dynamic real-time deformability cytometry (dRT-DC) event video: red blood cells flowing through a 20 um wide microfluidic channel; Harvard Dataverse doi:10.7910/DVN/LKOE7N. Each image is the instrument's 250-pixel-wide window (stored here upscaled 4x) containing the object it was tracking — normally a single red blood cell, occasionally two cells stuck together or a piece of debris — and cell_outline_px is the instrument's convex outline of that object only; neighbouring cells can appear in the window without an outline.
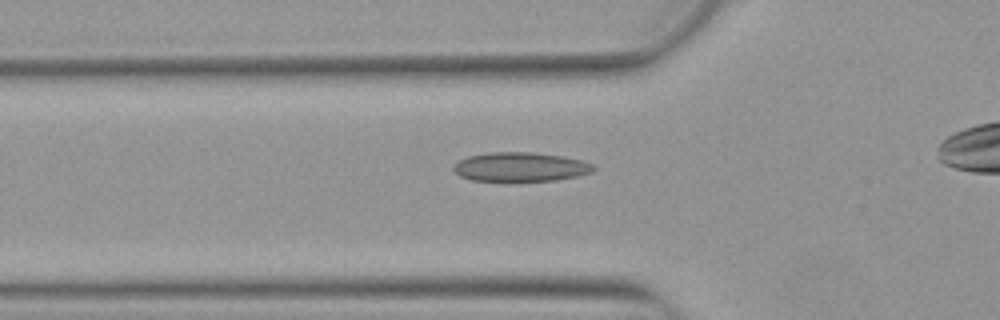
{"species": "Egyptian fruit bat (a non-hibernating species)", "species_latin": "Rousettus aegyptiacus", "temperature_condition": "warm", "stored_images_in_passage": 39, "camera_frame_rate_fps": 3000, "um_per_image_px": 0.085, "animal": {"sex": "female"}, "frame": {"image": 1, "passage_image": 11, "time_ms": 3.333, "image_size_px": [1000, 320], "cell_outline_px": [[596, 168], [592, 172], [576, 176], [556, 180], [472, 180], [460, 176], [452, 168], [460, 160], [468, 156], [488, 152], [532, 152], [564, 156], [580, 160], [592, 164]], "centroid_in_image_um": [44.25, 14.17], "position_along_channel_um": 81.6, "area_um2": 23.47}}
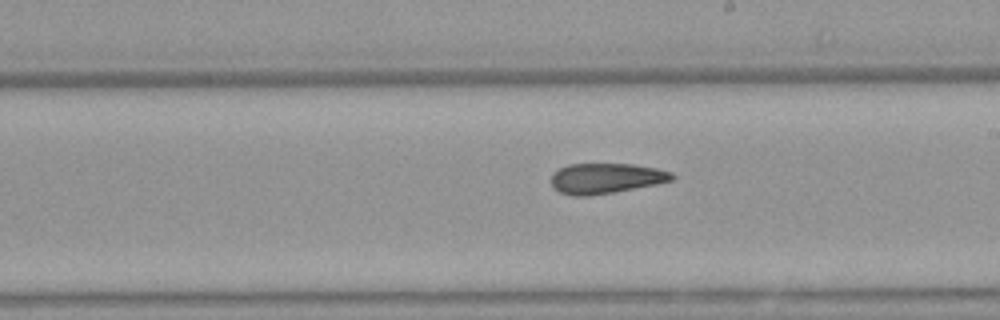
{"frame": {"image": 2, "passage_image": 23, "time_ms": 7.333, "image_size_px": [1000, 320], "cell_outline_px": [[676, 176], [672, 180], [656, 184], [616, 192], [588, 196], [572, 196], [560, 192], [552, 188], [552, 172], [568, 164], [632, 164], [656, 168], [672, 172]], "centroid_in_image_um": [51.49, 15.16], "position_along_channel_um": 237.5, "area_um2": 21.5}}
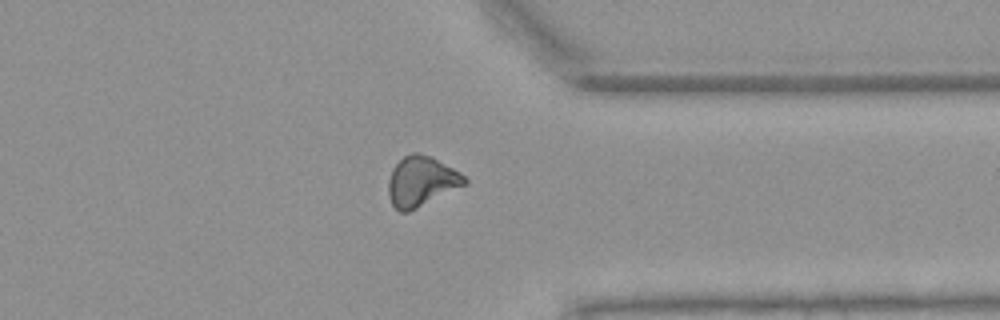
{"frame": {"image": 3, "passage_image": 34, "time_ms": 11.0, "image_size_px": [1000, 320], "cell_outline_px": [[468, 184], [408, 212], [400, 212], [392, 204], [388, 196], [388, 180], [392, 168], [404, 156], [412, 152], [416, 152], [432, 156], [460, 172], [468, 180]], "centroid_in_image_um": [35.82, 15.41], "position_along_channel_um": 375.6, "area_um2": 22.37}, "authors_computed_cell_mechanics": {"area_um2": 22.253, "velocity_mm_per_s": 3.893, "shape_relaxation_time_tau1_ms": null, "shape_relaxation_time_tau2_ms": 5.0654, "deformation_change_tau1": null, "deformation_change_tau2": 0.1111}}